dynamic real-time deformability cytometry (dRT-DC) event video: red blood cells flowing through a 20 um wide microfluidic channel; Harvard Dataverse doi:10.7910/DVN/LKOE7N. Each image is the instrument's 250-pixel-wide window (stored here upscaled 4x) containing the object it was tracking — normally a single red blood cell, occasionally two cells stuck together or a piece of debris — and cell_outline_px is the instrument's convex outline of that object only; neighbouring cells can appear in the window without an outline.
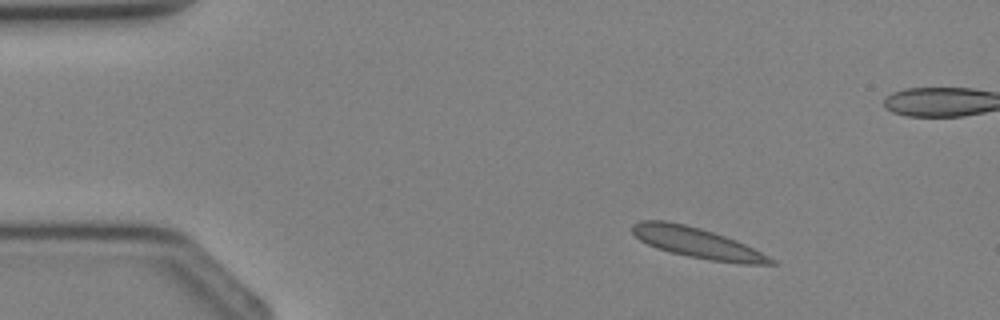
{"species": "Egyptian fruit bat (a non-hibernating species)", "species_latin": "Rousettus aegyptiacus", "temperature_condition": "cold", "stored_images_in_passage": 3, "segment_of_instrument_passage": [1, 2], "camera_frame_rate_fps": 3000, "um_per_image_px": 0.085, "animal": {"sex": "female"}, "frame": {"image": 1, "passage_image": 1, "time_ms": 0.0, "image_size_px": [1000, 320], "cell_outline_px": [[776, 264], [740, 264], [712, 260], [688, 256], [656, 248], [640, 240], [632, 232], [632, 224], [640, 220], [664, 220], [684, 224], [700, 228], [736, 240], [776, 260]], "centroid_in_image_um": [59.23, 20.63], "position_along_channel_um": 25.8, "area_um2": 24.22}}